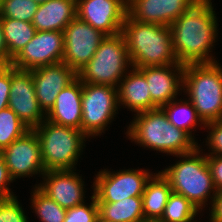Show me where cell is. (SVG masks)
Returning <instances> with one entry per match:
<instances>
[{
    "label": "cell",
    "instance_id": "6da1fadb",
    "mask_svg": "<svg viewBox=\"0 0 222 222\" xmlns=\"http://www.w3.org/2000/svg\"><path fill=\"white\" fill-rule=\"evenodd\" d=\"M212 5L211 0H199L169 26L180 64L217 62L210 53L218 37V19Z\"/></svg>",
    "mask_w": 222,
    "mask_h": 222
},
{
    "label": "cell",
    "instance_id": "7a4b0ae2",
    "mask_svg": "<svg viewBox=\"0 0 222 222\" xmlns=\"http://www.w3.org/2000/svg\"><path fill=\"white\" fill-rule=\"evenodd\" d=\"M134 115L125 134L140 147L176 156L192 152L198 146L197 140L168 120L162 108Z\"/></svg>",
    "mask_w": 222,
    "mask_h": 222
},
{
    "label": "cell",
    "instance_id": "3957f363",
    "mask_svg": "<svg viewBox=\"0 0 222 222\" xmlns=\"http://www.w3.org/2000/svg\"><path fill=\"white\" fill-rule=\"evenodd\" d=\"M132 67L178 64L169 26L142 23L128 14L121 29Z\"/></svg>",
    "mask_w": 222,
    "mask_h": 222
},
{
    "label": "cell",
    "instance_id": "277c9868",
    "mask_svg": "<svg viewBox=\"0 0 222 222\" xmlns=\"http://www.w3.org/2000/svg\"><path fill=\"white\" fill-rule=\"evenodd\" d=\"M200 149L199 144L192 152L176 155L180 160L160 172L168 180L172 192L183 195L201 213L208 200L211 205L217 191L207 164V155Z\"/></svg>",
    "mask_w": 222,
    "mask_h": 222
},
{
    "label": "cell",
    "instance_id": "5b68a950",
    "mask_svg": "<svg viewBox=\"0 0 222 222\" xmlns=\"http://www.w3.org/2000/svg\"><path fill=\"white\" fill-rule=\"evenodd\" d=\"M183 93L204 124L222 119V65L188 64L183 72Z\"/></svg>",
    "mask_w": 222,
    "mask_h": 222
},
{
    "label": "cell",
    "instance_id": "8992f818",
    "mask_svg": "<svg viewBox=\"0 0 222 222\" xmlns=\"http://www.w3.org/2000/svg\"><path fill=\"white\" fill-rule=\"evenodd\" d=\"M38 136L45 171L72 170L88 137L75 128L44 120L33 129Z\"/></svg>",
    "mask_w": 222,
    "mask_h": 222
},
{
    "label": "cell",
    "instance_id": "52a82bcc",
    "mask_svg": "<svg viewBox=\"0 0 222 222\" xmlns=\"http://www.w3.org/2000/svg\"><path fill=\"white\" fill-rule=\"evenodd\" d=\"M132 63L121 33L106 36L91 60L77 73L82 82L118 88Z\"/></svg>",
    "mask_w": 222,
    "mask_h": 222
},
{
    "label": "cell",
    "instance_id": "ba28073f",
    "mask_svg": "<svg viewBox=\"0 0 222 222\" xmlns=\"http://www.w3.org/2000/svg\"><path fill=\"white\" fill-rule=\"evenodd\" d=\"M81 102V131L88 138L101 136L118 114V88L82 82Z\"/></svg>",
    "mask_w": 222,
    "mask_h": 222
},
{
    "label": "cell",
    "instance_id": "9c48e42d",
    "mask_svg": "<svg viewBox=\"0 0 222 222\" xmlns=\"http://www.w3.org/2000/svg\"><path fill=\"white\" fill-rule=\"evenodd\" d=\"M153 173L142 169L109 171L102 169L93 180V195L97 203L119 202L129 197H142L147 181Z\"/></svg>",
    "mask_w": 222,
    "mask_h": 222
},
{
    "label": "cell",
    "instance_id": "30bf717a",
    "mask_svg": "<svg viewBox=\"0 0 222 222\" xmlns=\"http://www.w3.org/2000/svg\"><path fill=\"white\" fill-rule=\"evenodd\" d=\"M64 53L62 62L77 73L93 57L101 41L106 37L101 31L80 20L77 16L64 29Z\"/></svg>",
    "mask_w": 222,
    "mask_h": 222
},
{
    "label": "cell",
    "instance_id": "8fae6325",
    "mask_svg": "<svg viewBox=\"0 0 222 222\" xmlns=\"http://www.w3.org/2000/svg\"><path fill=\"white\" fill-rule=\"evenodd\" d=\"M64 53V32L36 31L34 37L12 60L11 65L21 70L62 62Z\"/></svg>",
    "mask_w": 222,
    "mask_h": 222
},
{
    "label": "cell",
    "instance_id": "7c38bea8",
    "mask_svg": "<svg viewBox=\"0 0 222 222\" xmlns=\"http://www.w3.org/2000/svg\"><path fill=\"white\" fill-rule=\"evenodd\" d=\"M8 107L30 129L39 126L46 114L39 106L33 76L29 70H21L11 65V86Z\"/></svg>",
    "mask_w": 222,
    "mask_h": 222
},
{
    "label": "cell",
    "instance_id": "4fadbf2b",
    "mask_svg": "<svg viewBox=\"0 0 222 222\" xmlns=\"http://www.w3.org/2000/svg\"><path fill=\"white\" fill-rule=\"evenodd\" d=\"M2 153L13 181L21 177L41 176L46 172L38 136L34 130L27 131L21 138L13 141Z\"/></svg>",
    "mask_w": 222,
    "mask_h": 222
},
{
    "label": "cell",
    "instance_id": "5bb4252c",
    "mask_svg": "<svg viewBox=\"0 0 222 222\" xmlns=\"http://www.w3.org/2000/svg\"><path fill=\"white\" fill-rule=\"evenodd\" d=\"M77 17L106 36L121 33L127 15L125 0H76Z\"/></svg>",
    "mask_w": 222,
    "mask_h": 222
},
{
    "label": "cell",
    "instance_id": "9a60e30c",
    "mask_svg": "<svg viewBox=\"0 0 222 222\" xmlns=\"http://www.w3.org/2000/svg\"><path fill=\"white\" fill-rule=\"evenodd\" d=\"M72 170H51L42 175L37 186L62 208L69 209L86 202L82 176Z\"/></svg>",
    "mask_w": 222,
    "mask_h": 222
},
{
    "label": "cell",
    "instance_id": "2e32d148",
    "mask_svg": "<svg viewBox=\"0 0 222 222\" xmlns=\"http://www.w3.org/2000/svg\"><path fill=\"white\" fill-rule=\"evenodd\" d=\"M31 73L39 106L45 114L54 106L60 91L78 78L77 72L64 62L39 67Z\"/></svg>",
    "mask_w": 222,
    "mask_h": 222
},
{
    "label": "cell",
    "instance_id": "e0dca14e",
    "mask_svg": "<svg viewBox=\"0 0 222 222\" xmlns=\"http://www.w3.org/2000/svg\"><path fill=\"white\" fill-rule=\"evenodd\" d=\"M184 68L185 66L180 63L138 68L144 74L148 83L151 110L161 108L177 98L179 93H182Z\"/></svg>",
    "mask_w": 222,
    "mask_h": 222
},
{
    "label": "cell",
    "instance_id": "ac0fdd59",
    "mask_svg": "<svg viewBox=\"0 0 222 222\" xmlns=\"http://www.w3.org/2000/svg\"><path fill=\"white\" fill-rule=\"evenodd\" d=\"M199 0H130L127 14L142 23L170 26Z\"/></svg>",
    "mask_w": 222,
    "mask_h": 222
},
{
    "label": "cell",
    "instance_id": "d6986e66",
    "mask_svg": "<svg viewBox=\"0 0 222 222\" xmlns=\"http://www.w3.org/2000/svg\"><path fill=\"white\" fill-rule=\"evenodd\" d=\"M81 100L82 81L77 78L57 95L54 106L46 114V120L58 125L81 130Z\"/></svg>",
    "mask_w": 222,
    "mask_h": 222
},
{
    "label": "cell",
    "instance_id": "ffe728a7",
    "mask_svg": "<svg viewBox=\"0 0 222 222\" xmlns=\"http://www.w3.org/2000/svg\"><path fill=\"white\" fill-rule=\"evenodd\" d=\"M120 80L118 86V104L139 113L151 110V96L144 74L135 67H131Z\"/></svg>",
    "mask_w": 222,
    "mask_h": 222
},
{
    "label": "cell",
    "instance_id": "44dd1931",
    "mask_svg": "<svg viewBox=\"0 0 222 222\" xmlns=\"http://www.w3.org/2000/svg\"><path fill=\"white\" fill-rule=\"evenodd\" d=\"M76 16V0H48L38 5L32 24L36 31L63 32Z\"/></svg>",
    "mask_w": 222,
    "mask_h": 222
},
{
    "label": "cell",
    "instance_id": "7402d4cb",
    "mask_svg": "<svg viewBox=\"0 0 222 222\" xmlns=\"http://www.w3.org/2000/svg\"><path fill=\"white\" fill-rule=\"evenodd\" d=\"M171 193L172 188L168 180L160 171L154 173L147 181L142 194L144 218L161 219Z\"/></svg>",
    "mask_w": 222,
    "mask_h": 222
},
{
    "label": "cell",
    "instance_id": "603a6c76",
    "mask_svg": "<svg viewBox=\"0 0 222 222\" xmlns=\"http://www.w3.org/2000/svg\"><path fill=\"white\" fill-rule=\"evenodd\" d=\"M99 215L112 222H139L144 219L142 197H129L119 202L98 203Z\"/></svg>",
    "mask_w": 222,
    "mask_h": 222
},
{
    "label": "cell",
    "instance_id": "cb8c5ba5",
    "mask_svg": "<svg viewBox=\"0 0 222 222\" xmlns=\"http://www.w3.org/2000/svg\"><path fill=\"white\" fill-rule=\"evenodd\" d=\"M165 114L167 115L168 120L177 128L183 129L187 132L194 140L195 136L192 132L195 131L196 126L199 125L205 127V124L200 119L197 114V111L189 99H179L175 98L169 103L161 107ZM199 124V125H198Z\"/></svg>",
    "mask_w": 222,
    "mask_h": 222
},
{
    "label": "cell",
    "instance_id": "d4e9b609",
    "mask_svg": "<svg viewBox=\"0 0 222 222\" xmlns=\"http://www.w3.org/2000/svg\"><path fill=\"white\" fill-rule=\"evenodd\" d=\"M8 56L13 60L34 37L36 28L31 22L0 18Z\"/></svg>",
    "mask_w": 222,
    "mask_h": 222
},
{
    "label": "cell",
    "instance_id": "484cf974",
    "mask_svg": "<svg viewBox=\"0 0 222 222\" xmlns=\"http://www.w3.org/2000/svg\"><path fill=\"white\" fill-rule=\"evenodd\" d=\"M199 210L183 195L172 192L168 198L162 222H196ZM197 215V216H196Z\"/></svg>",
    "mask_w": 222,
    "mask_h": 222
},
{
    "label": "cell",
    "instance_id": "4316f807",
    "mask_svg": "<svg viewBox=\"0 0 222 222\" xmlns=\"http://www.w3.org/2000/svg\"><path fill=\"white\" fill-rule=\"evenodd\" d=\"M31 206L40 222H64L67 209L62 208L37 186L33 187Z\"/></svg>",
    "mask_w": 222,
    "mask_h": 222
},
{
    "label": "cell",
    "instance_id": "83f0119b",
    "mask_svg": "<svg viewBox=\"0 0 222 222\" xmlns=\"http://www.w3.org/2000/svg\"><path fill=\"white\" fill-rule=\"evenodd\" d=\"M30 129L9 107L0 110V151L21 138Z\"/></svg>",
    "mask_w": 222,
    "mask_h": 222
},
{
    "label": "cell",
    "instance_id": "f1b7e54d",
    "mask_svg": "<svg viewBox=\"0 0 222 222\" xmlns=\"http://www.w3.org/2000/svg\"><path fill=\"white\" fill-rule=\"evenodd\" d=\"M38 5L33 0H0V18L32 23Z\"/></svg>",
    "mask_w": 222,
    "mask_h": 222
},
{
    "label": "cell",
    "instance_id": "f546056e",
    "mask_svg": "<svg viewBox=\"0 0 222 222\" xmlns=\"http://www.w3.org/2000/svg\"><path fill=\"white\" fill-rule=\"evenodd\" d=\"M90 198L92 201L90 204L84 202L83 204L67 209L64 222H95L99 215V207L93 193Z\"/></svg>",
    "mask_w": 222,
    "mask_h": 222
},
{
    "label": "cell",
    "instance_id": "4dcf8cb0",
    "mask_svg": "<svg viewBox=\"0 0 222 222\" xmlns=\"http://www.w3.org/2000/svg\"><path fill=\"white\" fill-rule=\"evenodd\" d=\"M17 196L0 199V222H29Z\"/></svg>",
    "mask_w": 222,
    "mask_h": 222
},
{
    "label": "cell",
    "instance_id": "1f68e13d",
    "mask_svg": "<svg viewBox=\"0 0 222 222\" xmlns=\"http://www.w3.org/2000/svg\"><path fill=\"white\" fill-rule=\"evenodd\" d=\"M209 132L206 138V145L209 151L206 155L222 156V119L205 124Z\"/></svg>",
    "mask_w": 222,
    "mask_h": 222
},
{
    "label": "cell",
    "instance_id": "d6a6232c",
    "mask_svg": "<svg viewBox=\"0 0 222 222\" xmlns=\"http://www.w3.org/2000/svg\"><path fill=\"white\" fill-rule=\"evenodd\" d=\"M11 86V64L0 69V110L8 107Z\"/></svg>",
    "mask_w": 222,
    "mask_h": 222
},
{
    "label": "cell",
    "instance_id": "836d02e7",
    "mask_svg": "<svg viewBox=\"0 0 222 222\" xmlns=\"http://www.w3.org/2000/svg\"><path fill=\"white\" fill-rule=\"evenodd\" d=\"M207 164L216 191H222V156L207 155Z\"/></svg>",
    "mask_w": 222,
    "mask_h": 222
},
{
    "label": "cell",
    "instance_id": "e575fe53",
    "mask_svg": "<svg viewBox=\"0 0 222 222\" xmlns=\"http://www.w3.org/2000/svg\"><path fill=\"white\" fill-rule=\"evenodd\" d=\"M13 183V180L10 178L4 156L2 151H0V199H6L14 197L15 194L9 188V184Z\"/></svg>",
    "mask_w": 222,
    "mask_h": 222
},
{
    "label": "cell",
    "instance_id": "d590c367",
    "mask_svg": "<svg viewBox=\"0 0 222 222\" xmlns=\"http://www.w3.org/2000/svg\"><path fill=\"white\" fill-rule=\"evenodd\" d=\"M209 222H222V191H217L211 203Z\"/></svg>",
    "mask_w": 222,
    "mask_h": 222
},
{
    "label": "cell",
    "instance_id": "8d00e7d4",
    "mask_svg": "<svg viewBox=\"0 0 222 222\" xmlns=\"http://www.w3.org/2000/svg\"><path fill=\"white\" fill-rule=\"evenodd\" d=\"M12 59L8 56V48L4 40L3 29L0 21V63L3 65H10Z\"/></svg>",
    "mask_w": 222,
    "mask_h": 222
},
{
    "label": "cell",
    "instance_id": "74e56055",
    "mask_svg": "<svg viewBox=\"0 0 222 222\" xmlns=\"http://www.w3.org/2000/svg\"><path fill=\"white\" fill-rule=\"evenodd\" d=\"M139 222H162L160 219H142Z\"/></svg>",
    "mask_w": 222,
    "mask_h": 222
},
{
    "label": "cell",
    "instance_id": "f35d334b",
    "mask_svg": "<svg viewBox=\"0 0 222 222\" xmlns=\"http://www.w3.org/2000/svg\"><path fill=\"white\" fill-rule=\"evenodd\" d=\"M95 222H112V221L106 220L103 217H101L100 215H98Z\"/></svg>",
    "mask_w": 222,
    "mask_h": 222
},
{
    "label": "cell",
    "instance_id": "ab89813d",
    "mask_svg": "<svg viewBox=\"0 0 222 222\" xmlns=\"http://www.w3.org/2000/svg\"><path fill=\"white\" fill-rule=\"evenodd\" d=\"M33 1H35L38 4H41L47 2L48 0H33Z\"/></svg>",
    "mask_w": 222,
    "mask_h": 222
}]
</instances>
